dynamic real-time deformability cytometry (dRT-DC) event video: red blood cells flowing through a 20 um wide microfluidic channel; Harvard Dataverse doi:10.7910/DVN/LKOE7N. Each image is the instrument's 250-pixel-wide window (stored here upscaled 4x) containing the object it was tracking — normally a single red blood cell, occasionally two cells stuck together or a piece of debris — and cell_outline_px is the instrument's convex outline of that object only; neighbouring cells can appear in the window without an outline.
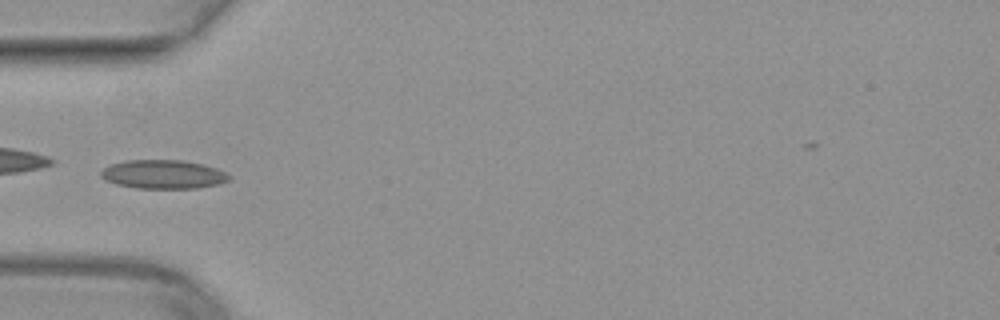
{"species": "common noctule bat (a hibernating species)", "species_latin": "Nyctalus noctula", "temperature_condition": "warm", "stored_images_in_passage": 30, "camera_frame_rate_fps": 3000, "um_per_image_px": 0.085, "animal": {"sex": "female", "body_mass_g": 29.2, "forearm_length_mm": 56.3}, "frame": {"image": 1, "passage_image": 1, "time_ms": 0.0, "image_size_px": [1000, 320], "cell_outline_px": [[232, 176], [228, 180], [220, 184], [196, 188], [136, 188], [116, 184], [104, 180], [100, 176], [100, 172], [104, 168], [112, 164], [124, 160], [184, 160], [204, 164], [216, 168]], "centroid_in_image_um": [13.87, 14.81], "position_along_channel_um": 71.1, "area_um2": 21.62}}
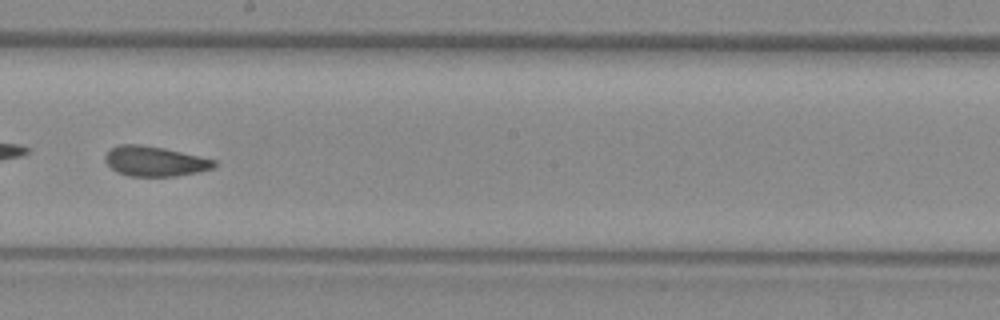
{"frame": {"image": 2, "passage_image": 13, "time_ms": 4.0, "image_size_px": [1000, 320], "cell_outline_px": [[216, 164], [212, 168], [196, 172], [176, 176], [128, 176], [116, 172], [104, 160], [104, 156], [112, 148], [120, 144], [140, 144], [164, 148], [216, 160]], "centroid_in_image_um": [13.13, 13.71], "position_along_channel_um": 235.1, "area_um2": 18.9}}
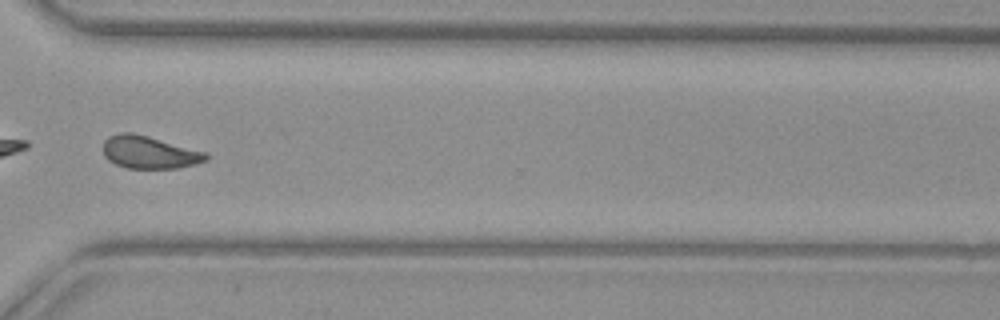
{"frame": {"image": 3, "passage_image": 22, "time_ms": 7.0, "image_size_px": [1000, 320], "cell_outline_px": [[208, 160], [196, 164], [180, 168], [128, 168], [116, 164], [108, 160], [104, 156], [104, 140], [108, 136], [120, 132], [132, 132], [148, 136], [208, 152]], "centroid_in_image_um": [12.72, 12.94], "position_along_channel_um": 357.9, "area_um2": 19.71}}